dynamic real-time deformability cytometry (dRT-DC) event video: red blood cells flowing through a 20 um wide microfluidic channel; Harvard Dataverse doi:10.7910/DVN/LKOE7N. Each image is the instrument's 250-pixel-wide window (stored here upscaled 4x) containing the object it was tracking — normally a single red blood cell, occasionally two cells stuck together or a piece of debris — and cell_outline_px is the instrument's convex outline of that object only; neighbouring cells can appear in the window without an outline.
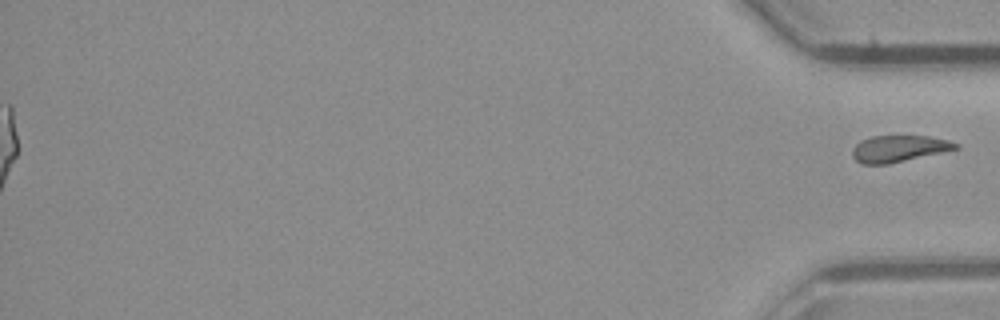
{"species": "common noctule bat (a hibernating species)", "species_latin": "Nyctalus noctula", "temperature_condition": "room temperature", "stored_images_in_passage": 47, "segment_of_instrument_passage": [2, 2], "camera_frame_rate_fps": 3000, "um_per_image_px": 0.085, "animal": {"sex": "male", "body_mass_g": 23.1, "forearm_length_mm": 52.7}, "frame": {"image": 1, "passage_image": 47, "time_ms": 15.333, "image_size_px": [1000, 320], "cell_outline_px": [[960, 148], [888, 164], [860, 164], [852, 156], [852, 148], [860, 140], [872, 136], [928, 136], [948, 140], [960, 144]], "centroid_in_image_um": [76.38, 12.63], "position_along_channel_um": 358.8, "area_um2": 16.01}}